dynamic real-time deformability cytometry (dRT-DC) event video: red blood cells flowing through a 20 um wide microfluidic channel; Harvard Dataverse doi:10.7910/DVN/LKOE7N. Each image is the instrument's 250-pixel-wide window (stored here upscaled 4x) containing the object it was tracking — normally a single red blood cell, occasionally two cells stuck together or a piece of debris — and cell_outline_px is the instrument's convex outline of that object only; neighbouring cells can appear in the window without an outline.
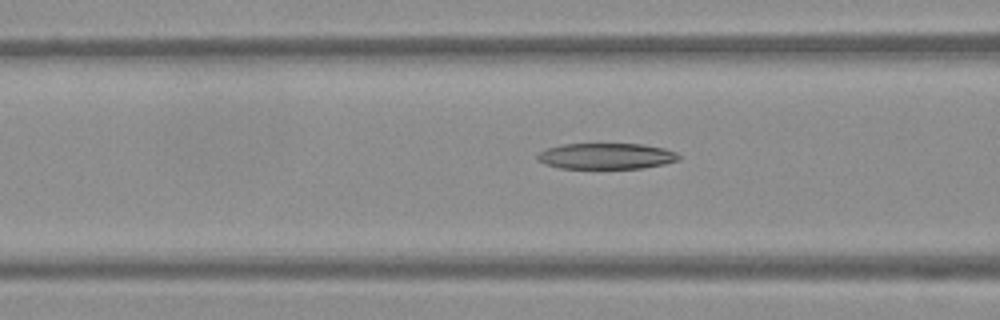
{"species": "Egyptian fruit bat (a non-hibernating species)", "species_latin": "Rousettus aegyptiacus", "temperature_condition": "warm", "stored_images_in_passage": 16, "camera_frame_rate_fps": 3000, "um_per_image_px": 0.085, "frame": {"image": 1, "passage_image": 10, "time_ms": 3.0, "image_size_px": [1000, 320], "cell_outline_px": [[680, 160], [664, 164], [644, 168], [560, 168], [544, 164], [536, 156], [540, 152], [548, 148], [564, 144], [644, 144], [664, 148], [676, 152], [680, 156]], "centroid_in_image_um": [51.58, 13.27], "position_along_channel_um": 115.0, "area_um2": 21.33}}
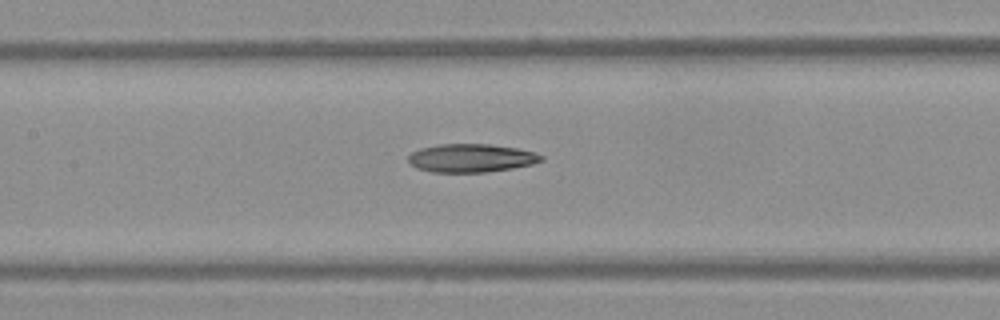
{"frame": {"image": 2, "passage_image": 14, "time_ms": 4.333, "image_size_px": [1000, 320], "cell_outline_px": [[544, 160], [532, 164], [512, 168], [488, 172], [432, 172], [416, 168], [408, 160], [408, 156], [412, 152], [420, 148], [440, 144], [488, 144], [516, 148], [532, 152], [544, 156]], "centroid_in_image_um": [40.04, 13.44], "position_along_channel_um": 167.4, "area_um2": 21.85}}